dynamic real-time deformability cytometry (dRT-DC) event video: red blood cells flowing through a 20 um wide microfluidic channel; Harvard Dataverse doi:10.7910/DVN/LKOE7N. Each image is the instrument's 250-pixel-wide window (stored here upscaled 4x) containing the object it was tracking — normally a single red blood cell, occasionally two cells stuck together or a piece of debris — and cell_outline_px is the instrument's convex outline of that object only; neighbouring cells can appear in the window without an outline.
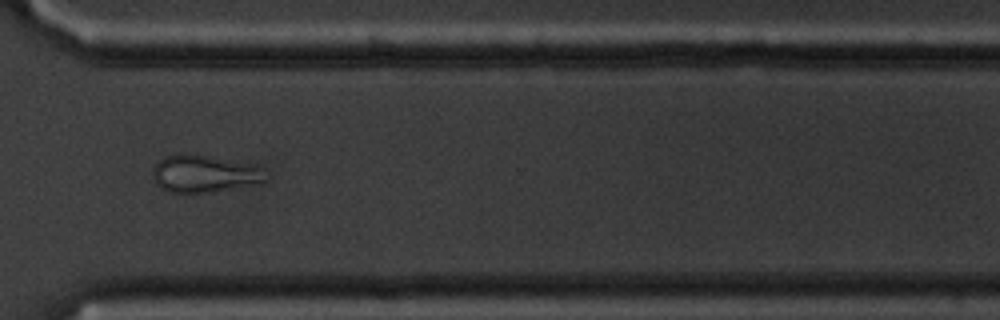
{"species": "common noctule bat (a hibernating species)", "species_latin": "Nyctalus noctula", "temperature_condition": "cold", "stored_images_in_passage": 14, "camera_frame_rate_fps": 3000, "um_per_image_px": 0.085, "animal": {"sex": "male", "body_mass_g": 20.1, "forearm_length_mm": 53.5}, "frame": {"image": 1, "passage_image": 12, "time_ms": 13.667, "image_size_px": [1000, 320], "cell_outline_px": [[268, 180], [208, 192], [168, 192], [160, 188], [156, 184], [152, 176], [152, 172], [156, 164], [164, 156], [176, 152], [188, 152], [260, 168], [268, 176]], "centroid_in_image_um": [17.21, 14.75], "position_along_channel_um": 353.4, "area_um2": 23.87}, "authors_computed_cell_mechanics": {"area_um2": 22.6576, "velocity_mm_per_s": 3.4369, "shape_relaxation_time_tau1_ms": null, "shape_relaxation_time_tau2_ms": 3.7487, "deformation_change_tau1": null, "deformation_change_tau2": 0.1044}}